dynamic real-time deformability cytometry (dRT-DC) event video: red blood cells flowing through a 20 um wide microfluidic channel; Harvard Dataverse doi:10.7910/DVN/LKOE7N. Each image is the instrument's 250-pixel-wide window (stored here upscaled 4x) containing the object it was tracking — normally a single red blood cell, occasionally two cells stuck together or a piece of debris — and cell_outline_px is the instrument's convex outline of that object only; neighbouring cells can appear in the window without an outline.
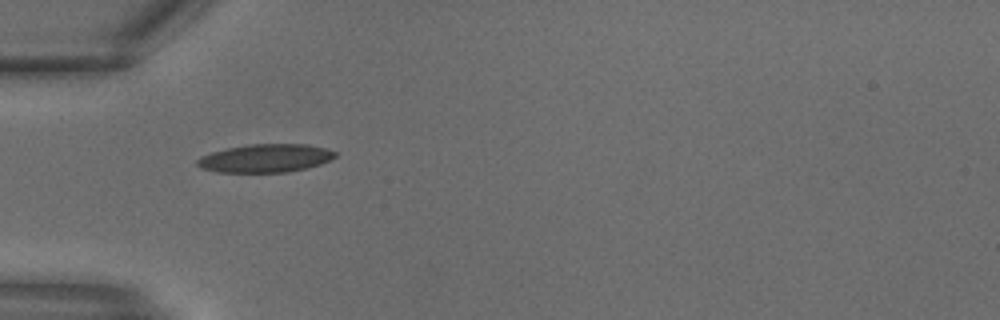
{"species": "common noctule bat (a hibernating species)", "species_latin": "Nyctalus noctula", "temperature_condition": "warm", "stored_images_in_passage": 17, "camera_frame_rate_fps": 3000, "um_per_image_px": 0.085, "animal": {"sex": "male", "body_mass_g": 18.8}, "frame": {"image": 1, "passage_image": 1, "time_ms": 0.0, "image_size_px": [1000, 320], "cell_outline_px": [[336, 156], [320, 164], [288, 172], [216, 172], [200, 168], [196, 164], [196, 160], [200, 156], [212, 152], [228, 148], [248, 144], [304, 144], [324, 148], [336, 152]], "centroid_in_image_um": [22.5, 13.45], "position_along_channel_um": 62.5, "area_um2": 22.54}}
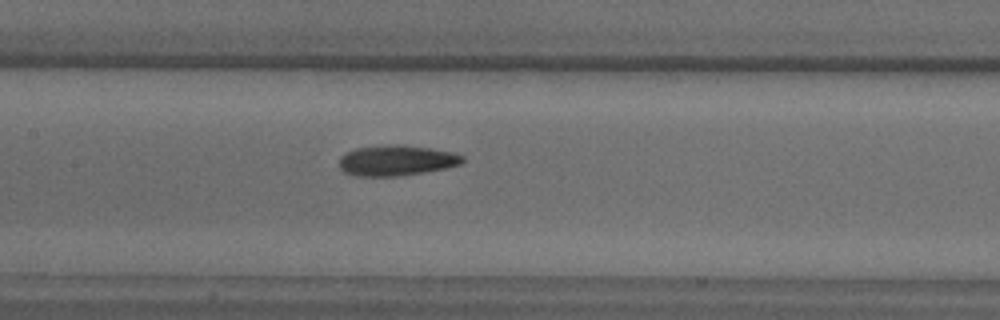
{"frame": {"image": 2, "passage_image": 6, "time_ms": 1.667, "image_size_px": [1000, 320], "cell_outline_px": [[464, 160], [460, 164], [444, 168], [424, 172], [396, 176], [356, 176], [344, 172], [340, 168], [340, 156], [344, 152], [356, 148], [392, 144], [396, 144], [428, 148], [452, 152], [464, 156]], "centroid_in_image_um": [33.66, 13.64], "position_along_channel_um": 173.7, "area_um2": 21.79}}
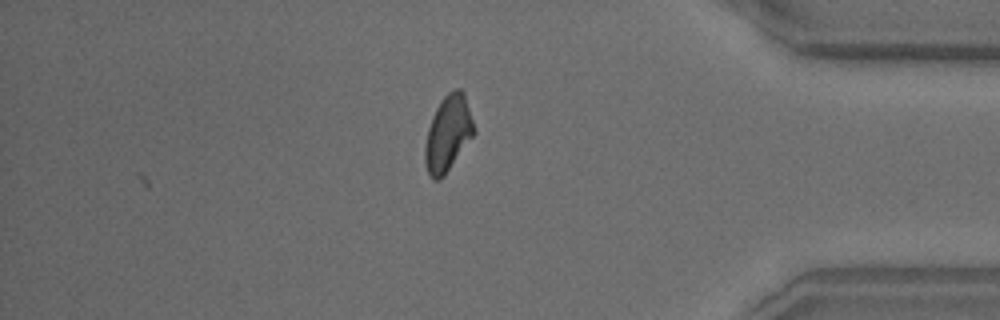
{"frame": {"image": 3, "passage_image": 17, "time_ms": 5.333, "image_size_px": [1000, 320], "cell_outline_px": [[476, 132], [444, 176], [440, 180], [432, 180], [428, 172], [424, 160], [424, 148], [428, 128], [432, 116], [440, 100], [448, 92], [456, 88], [460, 88], [464, 92]], "centroid_in_image_um": [38.07, 11.34], "position_along_channel_um": 397.1, "area_um2": 21.68}}